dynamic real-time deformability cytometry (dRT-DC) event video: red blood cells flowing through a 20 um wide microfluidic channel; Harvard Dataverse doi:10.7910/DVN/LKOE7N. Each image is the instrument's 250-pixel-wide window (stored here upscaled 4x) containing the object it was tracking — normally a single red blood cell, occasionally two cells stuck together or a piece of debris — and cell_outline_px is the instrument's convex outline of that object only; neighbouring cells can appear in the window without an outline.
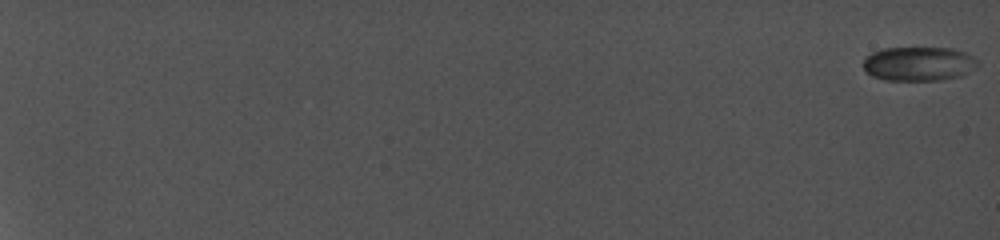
{"species": "common noctule bat (a hibernating species)", "species_latin": "Nyctalus noctula", "temperature_condition": "cold", "stored_images_in_passage": 41, "camera_frame_rate_fps": 5000, "um_per_image_px": 0.085, "animal": {"sex": "female", "body_mass_g": 19.0, "forearm_length_mm": 56.7}, "frame": {"image": 1, "passage_image": 1, "time_ms": 0.0, "image_size_px": [1000, 240], "cell_outline_px": [[980, 64], [968, 72], [960, 76], [940, 80], [884, 80], [872, 76], [864, 68], [864, 60], [872, 52], [884, 48], [952, 48], [964, 52], [980, 60]], "centroid_in_image_um": [78.12, 5.42], "position_along_channel_um": 6.9, "area_um2": 22.77}}
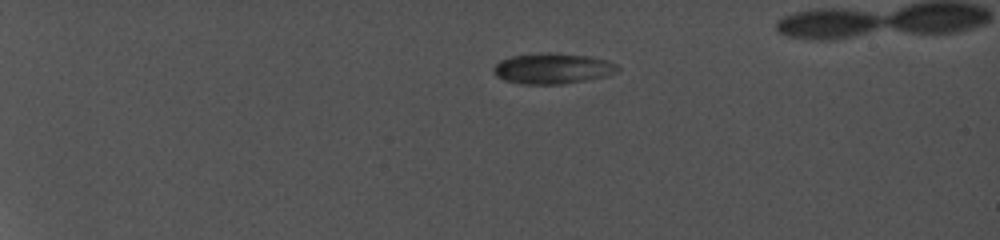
{"frame": {"image": 2, "passage_image": 28, "time_ms": 5.6, "image_size_px": [1000, 240], "cell_outline_px": [[620, 68], [616, 72], [608, 76], [560, 84], [520, 84], [504, 80], [496, 76], [492, 68], [500, 60], [512, 56], [540, 52], [556, 52], [592, 56], [608, 60], [616, 64]], "centroid_in_image_um": [46.98, 5.8], "position_along_channel_um": 38.0, "area_um2": 22.48}}